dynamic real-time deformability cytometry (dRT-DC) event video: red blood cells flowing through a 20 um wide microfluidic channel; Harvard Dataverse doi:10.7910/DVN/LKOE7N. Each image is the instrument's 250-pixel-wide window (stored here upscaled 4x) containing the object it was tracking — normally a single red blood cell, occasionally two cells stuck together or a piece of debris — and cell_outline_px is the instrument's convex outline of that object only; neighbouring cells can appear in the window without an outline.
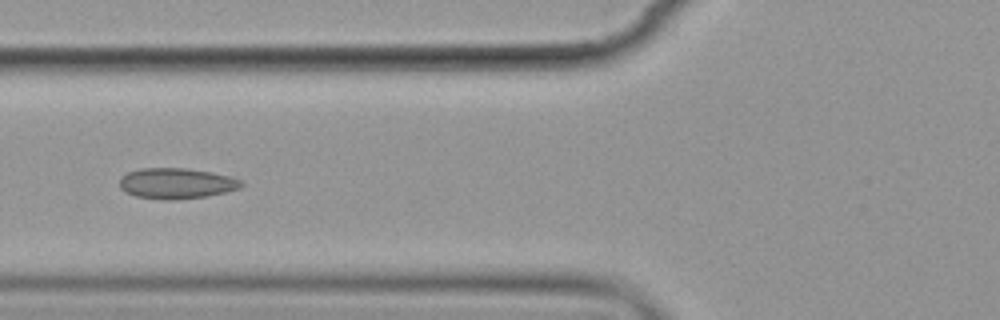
{"species": "common noctule bat (a hibernating species)", "species_latin": "Nyctalus noctula", "temperature_condition": "cold", "stored_images_in_passage": 7, "camera_frame_rate_fps": 3000, "um_per_image_px": 0.085, "animal": {"sex": "female", "body_mass_g": 19.9}, "frame": {"image": 1, "passage_image": 7, "time_ms": 7.0, "image_size_px": [1000, 320], "cell_outline_px": [[244, 184], [240, 188], [208, 196], [176, 200], [164, 200], [136, 196], [124, 192], [120, 188], [120, 176], [128, 172], [140, 168], [188, 168], [236, 176]], "centroid_in_image_um": [15.01, 15.58], "position_along_channel_um": 110.8, "area_um2": 22.14}}